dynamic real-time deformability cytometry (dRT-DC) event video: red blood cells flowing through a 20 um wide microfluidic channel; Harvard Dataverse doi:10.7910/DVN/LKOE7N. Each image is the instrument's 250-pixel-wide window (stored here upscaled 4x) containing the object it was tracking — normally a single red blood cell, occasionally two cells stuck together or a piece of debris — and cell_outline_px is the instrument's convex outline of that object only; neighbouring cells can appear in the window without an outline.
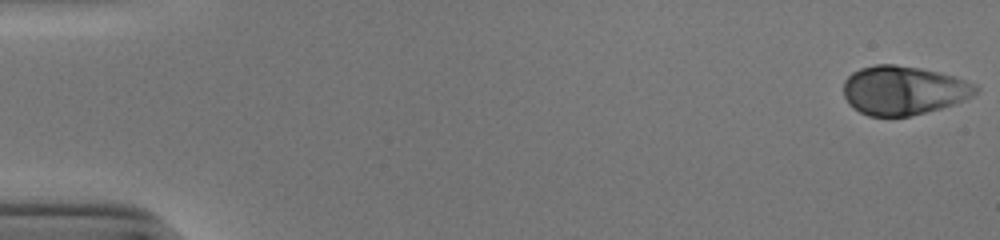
{"species": "human", "species_latin": "Homo sapiens", "temperature_condition": "cold", "stored_images_in_passage": 53, "camera_frame_rate_fps": 3000, "um_per_image_px": 0.085, "donor": {"sex": "male"}, "frame": {"image": 1, "passage_image": 1, "time_ms": 0.0, "image_size_px": [1000, 240], "cell_outline_px": [[980, 88], [972, 96], [952, 104], [940, 108], [908, 116], [868, 116], [860, 112], [848, 104], [844, 96], [844, 80], [852, 72], [860, 68], [876, 64], [896, 64], [920, 68], [940, 72], [956, 76]], "centroid_in_image_um": [76.76, 7.66], "position_along_channel_um": 8.2, "area_um2": 37.57}}
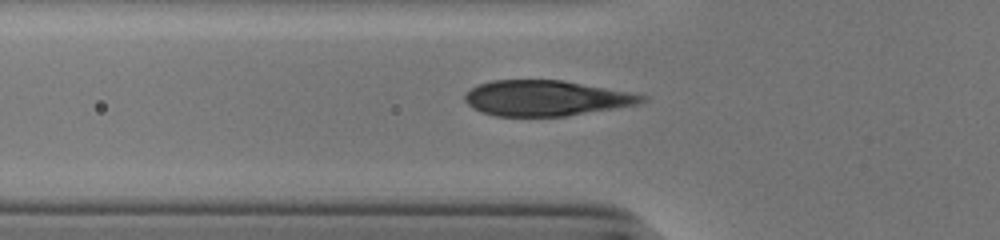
{"frame": {"image": 2, "passage_image": 19, "time_ms": 6.0, "image_size_px": [1000, 240], "cell_outline_px": [[648, 100], [640, 104], [564, 116], [496, 116], [480, 112], [472, 108], [464, 100], [464, 96], [472, 88], [480, 84], [492, 80], [560, 80], [628, 92], [648, 96]], "centroid_in_image_um": [46.39, 8.35], "position_along_channel_um": 79.4, "area_um2": 36.3}}
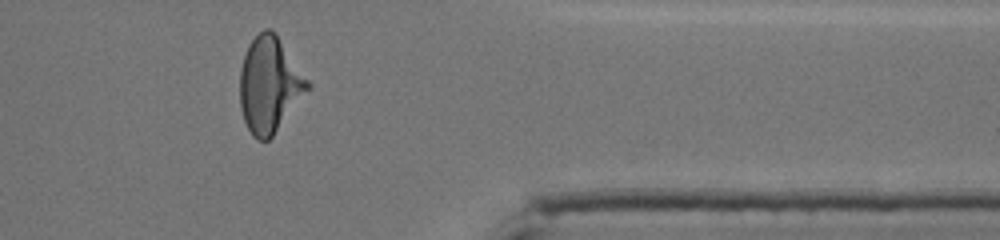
{"frame": {"image": 3, "passage_image": 44, "time_ms": 14.333, "image_size_px": [1000, 240], "cell_outline_px": [[312, 88], [272, 136], [268, 140], [256, 140], [252, 136], [244, 120], [240, 108], [240, 68], [248, 44], [264, 28], [272, 28], [276, 32], [312, 84]], "centroid_in_image_um": [22.94, 7.19], "position_along_channel_um": 388.5, "area_um2": 38.21}}